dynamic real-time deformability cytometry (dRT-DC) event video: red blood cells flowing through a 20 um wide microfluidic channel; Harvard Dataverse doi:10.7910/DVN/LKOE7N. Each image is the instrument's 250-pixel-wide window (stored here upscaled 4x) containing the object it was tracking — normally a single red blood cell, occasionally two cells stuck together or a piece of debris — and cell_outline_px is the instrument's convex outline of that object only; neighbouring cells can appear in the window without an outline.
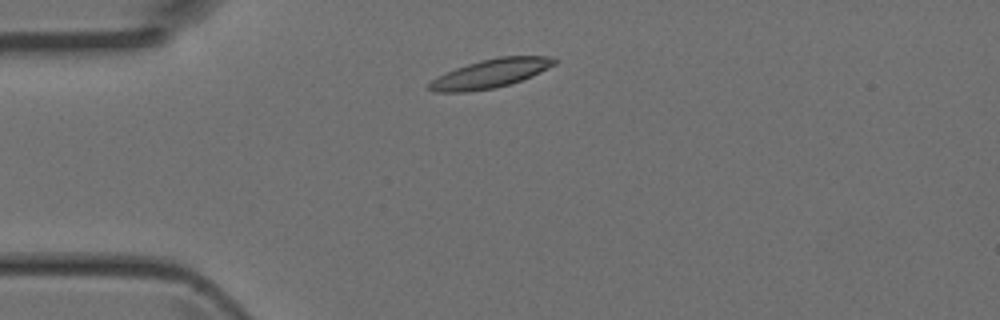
{"species": "Egyptian fruit bat (a non-hibernating species)", "species_latin": "Rousettus aegyptiacus", "temperature_condition": "room temperature", "stored_images_in_passage": 3, "camera_frame_rate_fps": 3000, "um_per_image_px": 0.085, "animal": {"sex": "female"}, "frame": {"image": 1, "passage_image": 2, "time_ms": 0.333, "image_size_px": [1000, 320], "cell_outline_px": [[560, 60], [556, 64], [532, 76], [508, 84], [492, 88], [464, 92], [436, 92], [428, 88], [428, 84], [432, 80], [456, 68], [480, 60], [500, 56], [556, 56]], "centroid_in_image_um": [41.77, 6.22], "position_along_channel_um": 43.2, "area_um2": 20.75}}